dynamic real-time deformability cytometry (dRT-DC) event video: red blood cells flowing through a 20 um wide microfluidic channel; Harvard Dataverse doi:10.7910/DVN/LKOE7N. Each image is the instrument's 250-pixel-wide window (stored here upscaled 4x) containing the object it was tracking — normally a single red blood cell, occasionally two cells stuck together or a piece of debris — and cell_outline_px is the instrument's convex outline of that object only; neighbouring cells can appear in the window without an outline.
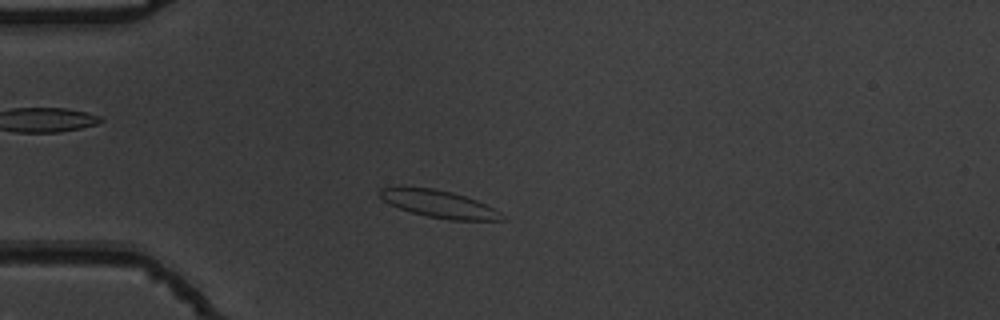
{"species": "common noctule bat (a hibernating species)", "species_latin": "Nyctalus noctula", "temperature_condition": "warm", "stored_images_in_passage": 50, "camera_frame_rate_fps": 3000, "um_per_image_px": 0.085, "animal": {"sex": "male", "body_mass_g": 19.5, "forearm_length_mm": 54.6}, "frame": {"image": 1, "passage_image": 11, "time_ms": 3.333, "image_size_px": [1000, 320], "cell_outline_px": [[504, 220], [448, 220], [428, 216], [412, 212], [388, 204], [376, 192], [380, 188], [396, 184], [400, 184], [432, 188], [452, 192], [476, 200], [500, 212], [504, 216]], "centroid_in_image_um": [37.18, 17.29], "position_along_channel_um": 47.8, "area_um2": 19.83}}
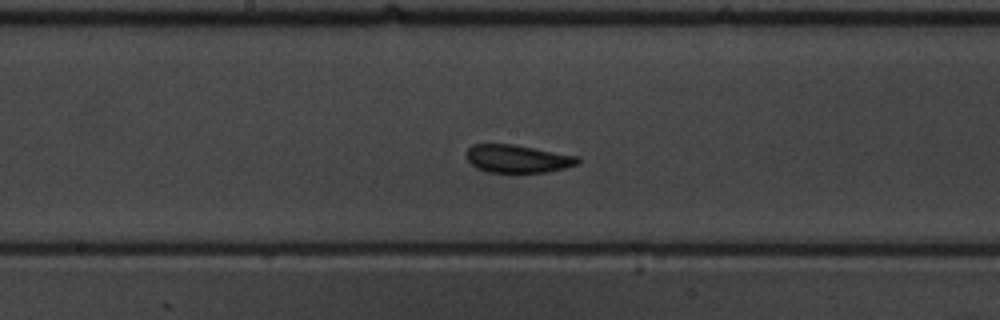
{"frame": {"image": 2, "passage_image": 25, "time_ms": 8.0, "image_size_px": [1000, 320], "cell_outline_px": [[580, 160], [576, 164], [564, 168], [548, 172], [488, 172], [476, 168], [468, 160], [468, 148], [472, 144], [512, 144], [580, 156]], "centroid_in_image_um": [44.01, 13.49], "position_along_channel_um": 204.2, "area_um2": 17.98}}
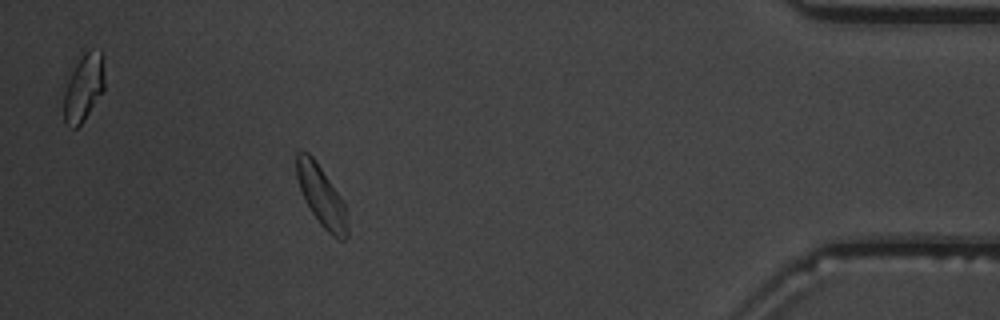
{"frame": {"image": 3, "passage_image": 45, "time_ms": 14.667, "image_size_px": [1000, 320], "cell_outline_px": [[348, 236], [344, 240], [340, 240], [332, 236], [320, 224], [304, 200], [296, 176], [296, 152], [300, 148], [308, 152], [312, 156], [344, 204], [348, 224]], "centroid_in_image_um": [27.29, 16.67], "position_along_channel_um": 407.9, "area_um2": 17.63}, "authors_computed_cell_mechanics": {"area_um2": 18.207, "velocity_mm_per_s": 3.7651, "shape_relaxation_time_tau1_ms": 3.2159, "shape_relaxation_time_tau2_ms": null, "deformation_change_tau1": 0.1128, "deformation_change_tau2": null}}